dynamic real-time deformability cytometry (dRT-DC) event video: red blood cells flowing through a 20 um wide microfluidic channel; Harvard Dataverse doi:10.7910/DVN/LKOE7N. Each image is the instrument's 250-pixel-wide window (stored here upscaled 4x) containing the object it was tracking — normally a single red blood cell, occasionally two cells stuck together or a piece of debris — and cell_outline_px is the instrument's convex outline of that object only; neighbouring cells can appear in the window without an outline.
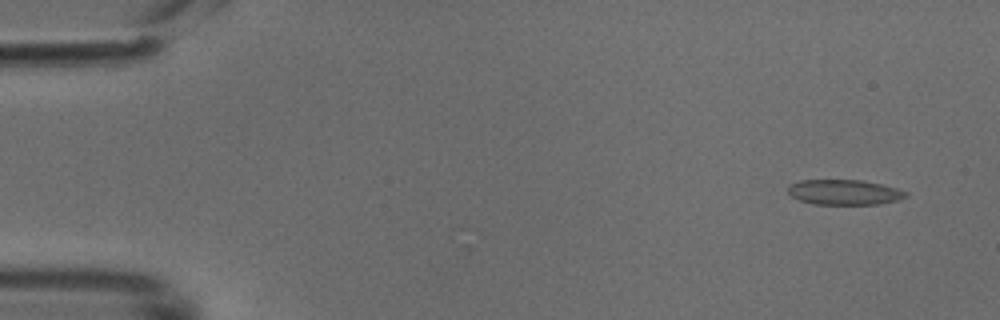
{"species": "common noctule bat (a hibernating species)", "species_latin": "Nyctalus noctula", "temperature_condition": "cold", "stored_images_in_passage": 48, "camera_frame_rate_fps": 3000, "um_per_image_px": 0.085, "animal": {"sex": "male", "body_mass_g": 18.8}, "frame": {"image": 1, "passage_image": 2, "time_ms": 0.333, "image_size_px": [1000, 320], "cell_outline_px": [[908, 196], [900, 200], [880, 204], [816, 204], [800, 200], [792, 196], [788, 192], [788, 184], [800, 180], [860, 180], [880, 184], [896, 188], [908, 192]], "centroid_in_image_um": [71.78, 16.34], "position_along_channel_um": 13.2, "area_um2": 17.28}}
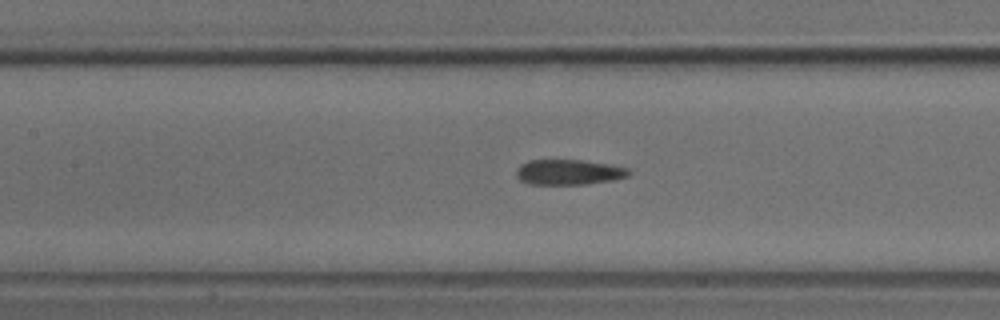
{"frame": {"image": 2, "passage_image": 21, "time_ms": 6.667, "image_size_px": [1000, 320], "cell_outline_px": [[632, 172], [628, 176], [612, 180], [584, 184], [528, 184], [520, 180], [516, 176], [516, 168], [520, 164], [528, 160], [584, 160], [608, 164], [628, 168]], "centroid_in_image_um": [48.31, 14.62], "position_along_channel_um": 159.1, "area_um2": 16.65}}
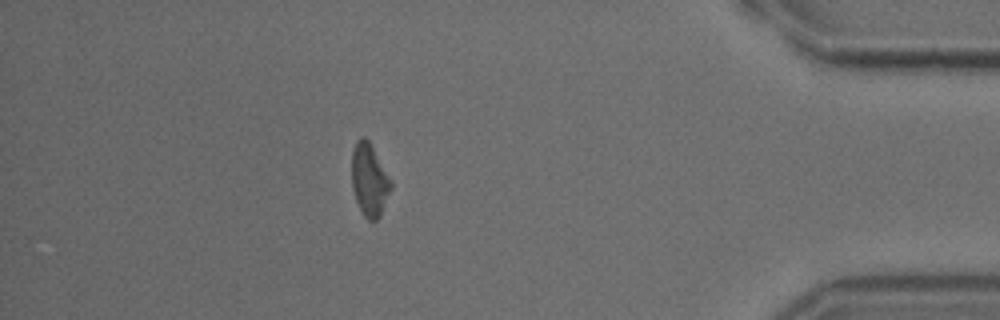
{"frame": {"image": 3, "passage_image": 42, "time_ms": 13.667, "image_size_px": [1000, 320], "cell_outline_px": [[392, 188], [380, 216], [376, 220], [368, 220], [364, 216], [356, 200], [352, 188], [352, 152], [356, 140], [360, 136], [364, 136], [368, 140], [392, 184]], "centroid_in_image_um": [31.38, 15.3], "position_along_channel_um": 403.8, "area_um2": 16.24}}